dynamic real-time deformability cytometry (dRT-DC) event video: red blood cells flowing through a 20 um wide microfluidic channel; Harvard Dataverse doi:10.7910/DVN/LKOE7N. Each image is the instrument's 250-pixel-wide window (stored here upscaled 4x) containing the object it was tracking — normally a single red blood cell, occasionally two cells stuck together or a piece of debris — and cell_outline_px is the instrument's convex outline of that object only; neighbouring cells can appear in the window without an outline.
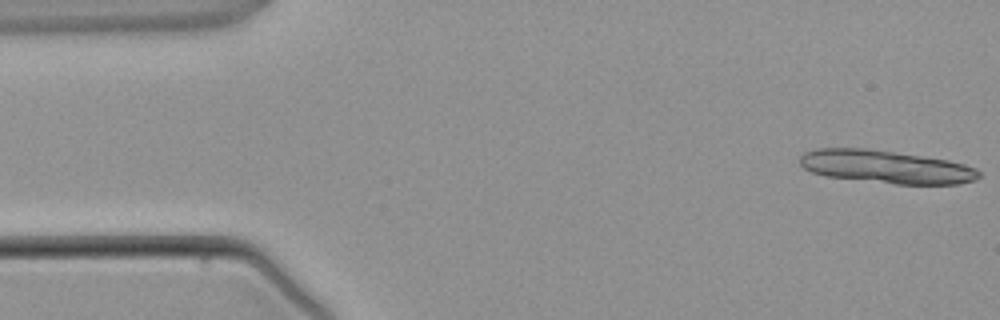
{"species": "common noctule bat (a hibernating species)", "species_latin": "Nyctalus noctula", "temperature_condition": "warm", "stored_images_in_passage": 4, "segment_of_instrument_passage": [1, 2], "camera_frame_rate_fps": 3000, "um_per_image_px": 0.085, "animal": {"sex": "male", "body_mass_g": 21.5, "forearm_length_mm": 52.0}, "frame": {"image": 1, "passage_image": 1, "time_ms": 0.0, "image_size_px": [1000, 320], "cell_outline_px": [[980, 176], [976, 180], [960, 184], [896, 184], [828, 176], [812, 172], [804, 168], [800, 164], [800, 156], [804, 152], [816, 148], [868, 148], [948, 160], [964, 164], [976, 168], [980, 172]], "centroid_in_image_um": [75.33, 14.17], "position_along_channel_um": 9.7, "area_um2": 34.33}}